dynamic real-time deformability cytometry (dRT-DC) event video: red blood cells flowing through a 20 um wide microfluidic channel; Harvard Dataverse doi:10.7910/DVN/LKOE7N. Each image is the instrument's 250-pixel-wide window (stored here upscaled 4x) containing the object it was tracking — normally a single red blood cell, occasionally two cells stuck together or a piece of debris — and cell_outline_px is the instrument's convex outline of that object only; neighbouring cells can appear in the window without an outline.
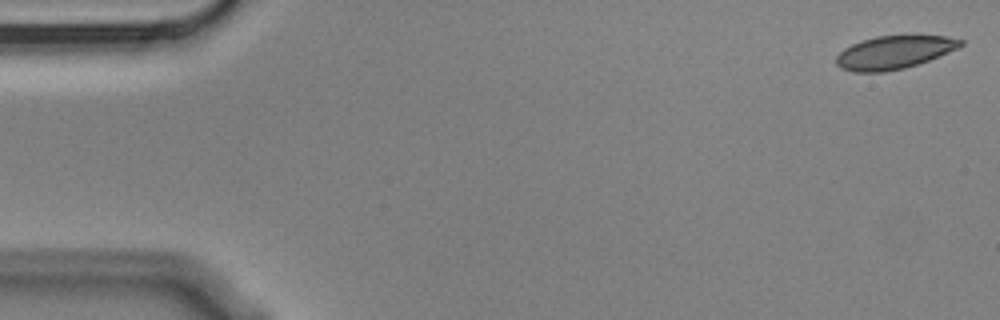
{"species": "Egyptian fruit bat (a non-hibernating species)", "species_latin": "Rousettus aegyptiacus", "temperature_condition": "cold", "stored_images_in_passage": 5, "camera_frame_rate_fps": 3000, "um_per_image_px": 0.085, "animal": {"sex": "male"}, "frame": {"image": 1, "passage_image": 1, "time_ms": 0.0, "image_size_px": [1000, 320], "cell_outline_px": [[964, 44], [956, 48], [928, 60], [904, 68], [884, 72], [852, 72], [840, 68], [836, 64], [836, 56], [844, 48], [852, 44], [876, 36], [944, 36], [964, 40]], "centroid_in_image_um": [75.94, 4.46], "position_along_channel_um": 9.1, "area_um2": 23.64}}
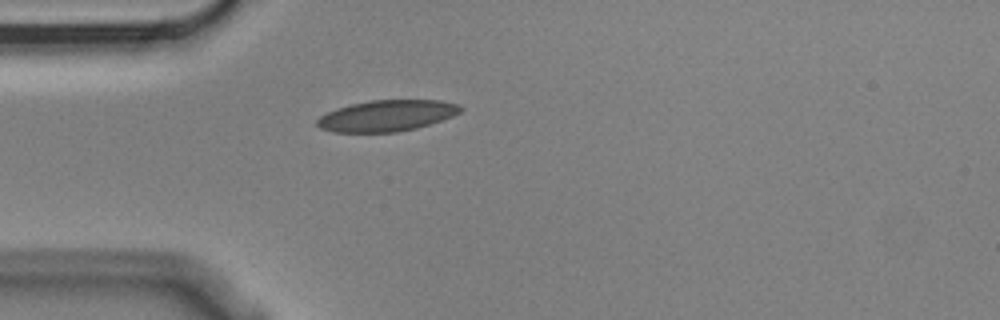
{"frame": {"image": 2, "passage_image": 5, "time_ms": 1.333, "image_size_px": [1000, 320], "cell_outline_px": [[464, 108], [460, 112], [452, 116], [416, 128], [396, 132], [332, 132], [320, 128], [316, 124], [316, 120], [320, 116], [328, 112], [352, 104], [372, 100], [440, 100], [460, 104]], "centroid_in_image_um": [32.89, 9.83], "position_along_channel_um": 52.1, "area_um2": 25.84}}